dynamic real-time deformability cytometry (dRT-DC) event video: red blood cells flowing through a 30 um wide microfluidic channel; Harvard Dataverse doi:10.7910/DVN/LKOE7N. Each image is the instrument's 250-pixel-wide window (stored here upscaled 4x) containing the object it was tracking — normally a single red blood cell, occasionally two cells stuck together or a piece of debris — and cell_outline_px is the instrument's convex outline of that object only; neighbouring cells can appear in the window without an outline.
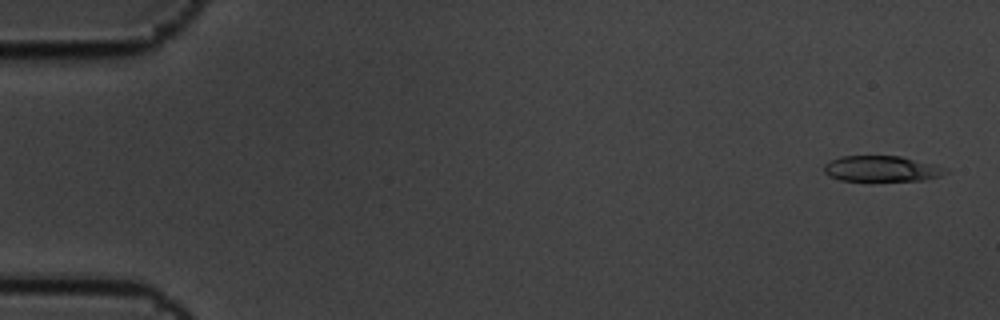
{"species": "common noctule bat (a hibernating species)", "species_latin": "Nyctalus noctula", "temperature_condition": "cold", "stored_images_in_passage": 10, "camera_frame_rate_fps": 3000, "um_per_image_px": 0.085, "animal": {"sex": "male", "body_mass_g": 19.5, "forearm_length_mm": 54.6}, "frame": {"image": 1, "passage_image": 1, "time_ms": 0.0, "image_size_px": [1000, 320], "cell_outline_px": [[948, 172], [940, 176], [924, 180], [840, 180], [828, 176], [824, 172], [824, 164], [840, 156], [900, 156], [936, 164], [948, 168]], "centroid_in_image_um": [74.96, 14.33], "position_along_channel_um": 10.0, "area_um2": 18.21}}
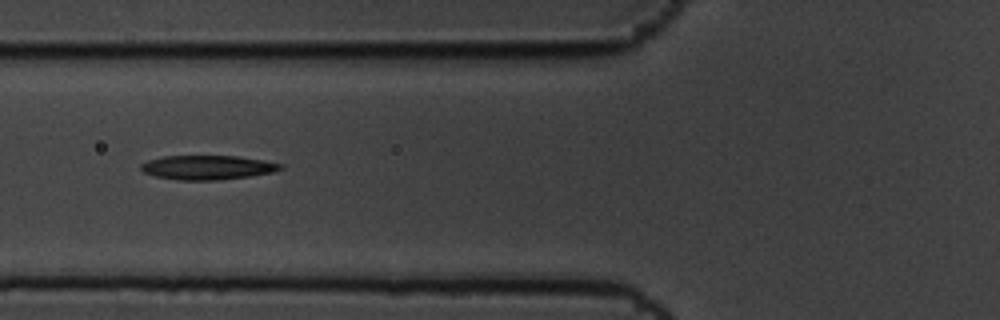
{"frame": {"image": 2, "passage_image": 7, "time_ms": 2.0, "image_size_px": [1000, 320], "cell_outline_px": [[284, 168], [272, 172], [248, 176], [216, 180], [176, 180], [156, 176], [144, 172], [140, 168], [140, 164], [148, 160], [164, 156], [236, 156], [264, 160], [284, 164]], "centroid_in_image_um": [17.64, 14.23], "position_along_channel_um": 108.2, "area_um2": 19.65}}
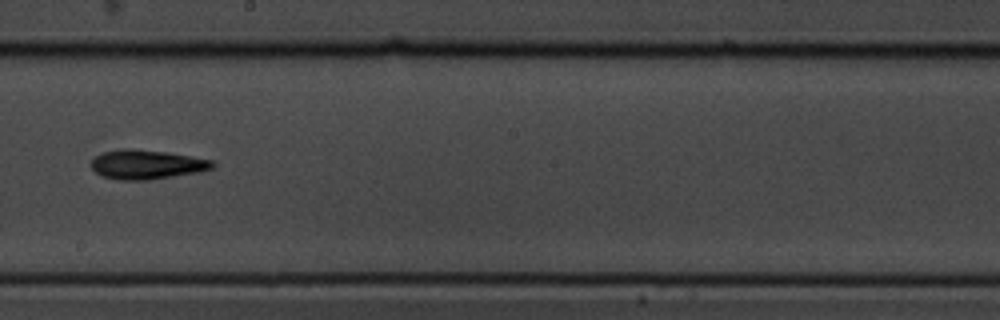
{"frame": {"image": 3, "passage_image": 10, "time_ms": 3.0, "image_size_px": [1000, 320], "cell_outline_px": [[216, 164], [212, 168], [200, 172], [148, 180], [116, 180], [100, 176], [92, 168], [92, 160], [96, 156], [104, 152], [120, 148], [132, 148], [168, 152], [216, 160]], "centroid_in_image_um": [12.5, 13.98], "position_along_channel_um": 235.7, "area_um2": 21.04}}